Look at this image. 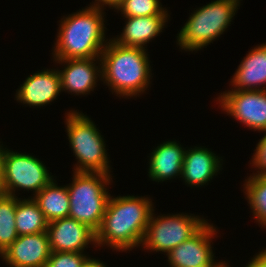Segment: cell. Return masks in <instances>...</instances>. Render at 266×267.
<instances>
[{
  "mask_svg": "<svg viewBox=\"0 0 266 267\" xmlns=\"http://www.w3.org/2000/svg\"><path fill=\"white\" fill-rule=\"evenodd\" d=\"M110 195L100 227L95 232L96 247L108 246L129 251L142 244L151 213L149 197ZM151 200V201H150Z\"/></svg>",
  "mask_w": 266,
  "mask_h": 267,
  "instance_id": "6da1fadb",
  "label": "cell"
},
{
  "mask_svg": "<svg viewBox=\"0 0 266 267\" xmlns=\"http://www.w3.org/2000/svg\"><path fill=\"white\" fill-rule=\"evenodd\" d=\"M103 9L87 6L59 21L60 29L52 52L55 60L100 58L108 43Z\"/></svg>",
  "mask_w": 266,
  "mask_h": 267,
  "instance_id": "7a4b0ae2",
  "label": "cell"
},
{
  "mask_svg": "<svg viewBox=\"0 0 266 267\" xmlns=\"http://www.w3.org/2000/svg\"><path fill=\"white\" fill-rule=\"evenodd\" d=\"M100 60L101 80L116 96L129 99L149 87L152 73L146 49L122 46L109 39Z\"/></svg>",
  "mask_w": 266,
  "mask_h": 267,
  "instance_id": "3957f363",
  "label": "cell"
},
{
  "mask_svg": "<svg viewBox=\"0 0 266 267\" xmlns=\"http://www.w3.org/2000/svg\"><path fill=\"white\" fill-rule=\"evenodd\" d=\"M72 179V183L67 185L70 202L68 217L96 232L110 197L107 185L112 176L102 172H74Z\"/></svg>",
  "mask_w": 266,
  "mask_h": 267,
  "instance_id": "277c9868",
  "label": "cell"
},
{
  "mask_svg": "<svg viewBox=\"0 0 266 267\" xmlns=\"http://www.w3.org/2000/svg\"><path fill=\"white\" fill-rule=\"evenodd\" d=\"M240 5V0H216L189 16L177 36V44L185 51H198L225 32Z\"/></svg>",
  "mask_w": 266,
  "mask_h": 267,
  "instance_id": "5b68a950",
  "label": "cell"
},
{
  "mask_svg": "<svg viewBox=\"0 0 266 267\" xmlns=\"http://www.w3.org/2000/svg\"><path fill=\"white\" fill-rule=\"evenodd\" d=\"M65 118L69 144L78 160L73 171L110 174L104 137L91 118L77 110L67 112Z\"/></svg>",
  "mask_w": 266,
  "mask_h": 267,
  "instance_id": "8992f818",
  "label": "cell"
},
{
  "mask_svg": "<svg viewBox=\"0 0 266 267\" xmlns=\"http://www.w3.org/2000/svg\"><path fill=\"white\" fill-rule=\"evenodd\" d=\"M206 219L186 214L159 215L151 213L149 223L141 244L144 250L166 252L180 245L193 236L205 223Z\"/></svg>",
  "mask_w": 266,
  "mask_h": 267,
  "instance_id": "52a82bcc",
  "label": "cell"
},
{
  "mask_svg": "<svg viewBox=\"0 0 266 267\" xmlns=\"http://www.w3.org/2000/svg\"><path fill=\"white\" fill-rule=\"evenodd\" d=\"M4 193L16 196V189L33 191L36 195L54 177L38 158L4 148L3 152Z\"/></svg>",
  "mask_w": 266,
  "mask_h": 267,
  "instance_id": "ba28073f",
  "label": "cell"
},
{
  "mask_svg": "<svg viewBox=\"0 0 266 267\" xmlns=\"http://www.w3.org/2000/svg\"><path fill=\"white\" fill-rule=\"evenodd\" d=\"M216 101L245 126L266 133V90L231 89L221 93Z\"/></svg>",
  "mask_w": 266,
  "mask_h": 267,
  "instance_id": "9c48e42d",
  "label": "cell"
},
{
  "mask_svg": "<svg viewBox=\"0 0 266 267\" xmlns=\"http://www.w3.org/2000/svg\"><path fill=\"white\" fill-rule=\"evenodd\" d=\"M216 233L217 229L207 221L193 236L166 254L169 265L172 267H221L225 261H215L211 245L212 237Z\"/></svg>",
  "mask_w": 266,
  "mask_h": 267,
  "instance_id": "30bf717a",
  "label": "cell"
},
{
  "mask_svg": "<svg viewBox=\"0 0 266 267\" xmlns=\"http://www.w3.org/2000/svg\"><path fill=\"white\" fill-rule=\"evenodd\" d=\"M47 232L20 235L1 255L10 267H45L51 255Z\"/></svg>",
  "mask_w": 266,
  "mask_h": 267,
  "instance_id": "8fae6325",
  "label": "cell"
},
{
  "mask_svg": "<svg viewBox=\"0 0 266 267\" xmlns=\"http://www.w3.org/2000/svg\"><path fill=\"white\" fill-rule=\"evenodd\" d=\"M47 233L52 252L83 253L89 243L96 247L95 232L87 225L70 217L49 222Z\"/></svg>",
  "mask_w": 266,
  "mask_h": 267,
  "instance_id": "7c38bea8",
  "label": "cell"
},
{
  "mask_svg": "<svg viewBox=\"0 0 266 267\" xmlns=\"http://www.w3.org/2000/svg\"><path fill=\"white\" fill-rule=\"evenodd\" d=\"M98 62H94V61ZM62 65L65 63L64 70H59L61 89L75 95L89 94L97 86L99 79L102 77L100 58L86 59H61L54 60ZM100 64L96 66V64ZM99 67V68H98Z\"/></svg>",
  "mask_w": 266,
  "mask_h": 267,
  "instance_id": "4fadbf2b",
  "label": "cell"
},
{
  "mask_svg": "<svg viewBox=\"0 0 266 267\" xmlns=\"http://www.w3.org/2000/svg\"><path fill=\"white\" fill-rule=\"evenodd\" d=\"M61 91L58 69H46L28 76L15 97L18 102L38 108L53 102Z\"/></svg>",
  "mask_w": 266,
  "mask_h": 267,
  "instance_id": "5bb4252c",
  "label": "cell"
},
{
  "mask_svg": "<svg viewBox=\"0 0 266 267\" xmlns=\"http://www.w3.org/2000/svg\"><path fill=\"white\" fill-rule=\"evenodd\" d=\"M222 159L208 148L195 147L185 151L181 177L188 186L199 187L217 175Z\"/></svg>",
  "mask_w": 266,
  "mask_h": 267,
  "instance_id": "9a60e30c",
  "label": "cell"
},
{
  "mask_svg": "<svg viewBox=\"0 0 266 267\" xmlns=\"http://www.w3.org/2000/svg\"><path fill=\"white\" fill-rule=\"evenodd\" d=\"M185 151L186 149L176 140L166 141L157 146L149 158V178L152 181L163 182L176 176L181 177Z\"/></svg>",
  "mask_w": 266,
  "mask_h": 267,
  "instance_id": "2e32d148",
  "label": "cell"
},
{
  "mask_svg": "<svg viewBox=\"0 0 266 267\" xmlns=\"http://www.w3.org/2000/svg\"><path fill=\"white\" fill-rule=\"evenodd\" d=\"M168 17L169 15L125 17L127 21L121 35L112 40L122 46L145 49V44L147 46L165 28Z\"/></svg>",
  "mask_w": 266,
  "mask_h": 267,
  "instance_id": "e0dca14e",
  "label": "cell"
},
{
  "mask_svg": "<svg viewBox=\"0 0 266 267\" xmlns=\"http://www.w3.org/2000/svg\"><path fill=\"white\" fill-rule=\"evenodd\" d=\"M236 69L231 85L236 90H266V42L249 51ZM262 86V87H261Z\"/></svg>",
  "mask_w": 266,
  "mask_h": 267,
  "instance_id": "ac0fdd59",
  "label": "cell"
},
{
  "mask_svg": "<svg viewBox=\"0 0 266 267\" xmlns=\"http://www.w3.org/2000/svg\"><path fill=\"white\" fill-rule=\"evenodd\" d=\"M54 178L32 198L44 213L48 222L69 216V194L67 186H58Z\"/></svg>",
  "mask_w": 266,
  "mask_h": 267,
  "instance_id": "d6986e66",
  "label": "cell"
},
{
  "mask_svg": "<svg viewBox=\"0 0 266 267\" xmlns=\"http://www.w3.org/2000/svg\"><path fill=\"white\" fill-rule=\"evenodd\" d=\"M15 218L19 236L47 232L49 222L32 197L20 199L16 196Z\"/></svg>",
  "mask_w": 266,
  "mask_h": 267,
  "instance_id": "ffe728a7",
  "label": "cell"
},
{
  "mask_svg": "<svg viewBox=\"0 0 266 267\" xmlns=\"http://www.w3.org/2000/svg\"><path fill=\"white\" fill-rule=\"evenodd\" d=\"M245 181L243 189L250 209L258 224L266 228V175L251 174Z\"/></svg>",
  "mask_w": 266,
  "mask_h": 267,
  "instance_id": "44dd1931",
  "label": "cell"
},
{
  "mask_svg": "<svg viewBox=\"0 0 266 267\" xmlns=\"http://www.w3.org/2000/svg\"><path fill=\"white\" fill-rule=\"evenodd\" d=\"M15 213L16 196H0V255L19 237Z\"/></svg>",
  "mask_w": 266,
  "mask_h": 267,
  "instance_id": "7402d4cb",
  "label": "cell"
},
{
  "mask_svg": "<svg viewBox=\"0 0 266 267\" xmlns=\"http://www.w3.org/2000/svg\"><path fill=\"white\" fill-rule=\"evenodd\" d=\"M115 10L120 11L124 17L169 15L160 0H122Z\"/></svg>",
  "mask_w": 266,
  "mask_h": 267,
  "instance_id": "603a6c76",
  "label": "cell"
},
{
  "mask_svg": "<svg viewBox=\"0 0 266 267\" xmlns=\"http://www.w3.org/2000/svg\"><path fill=\"white\" fill-rule=\"evenodd\" d=\"M88 257L80 252H51L45 267H83Z\"/></svg>",
  "mask_w": 266,
  "mask_h": 267,
  "instance_id": "cb8c5ba5",
  "label": "cell"
},
{
  "mask_svg": "<svg viewBox=\"0 0 266 267\" xmlns=\"http://www.w3.org/2000/svg\"><path fill=\"white\" fill-rule=\"evenodd\" d=\"M260 141L257 143L255 152L253 153L251 163L252 168L255 167L257 169V175H266V133L264 137L262 136ZM260 170V171H259Z\"/></svg>",
  "mask_w": 266,
  "mask_h": 267,
  "instance_id": "d4e9b609",
  "label": "cell"
},
{
  "mask_svg": "<svg viewBox=\"0 0 266 267\" xmlns=\"http://www.w3.org/2000/svg\"><path fill=\"white\" fill-rule=\"evenodd\" d=\"M246 267H266V249L254 256Z\"/></svg>",
  "mask_w": 266,
  "mask_h": 267,
  "instance_id": "484cf974",
  "label": "cell"
},
{
  "mask_svg": "<svg viewBox=\"0 0 266 267\" xmlns=\"http://www.w3.org/2000/svg\"><path fill=\"white\" fill-rule=\"evenodd\" d=\"M122 0H95V2H93L91 5H89V6H95V7H101V8H103L104 7V5L106 6V7H111L112 9L114 8H116L118 5H119V3L121 2ZM108 5V6H107Z\"/></svg>",
  "mask_w": 266,
  "mask_h": 267,
  "instance_id": "4316f807",
  "label": "cell"
},
{
  "mask_svg": "<svg viewBox=\"0 0 266 267\" xmlns=\"http://www.w3.org/2000/svg\"><path fill=\"white\" fill-rule=\"evenodd\" d=\"M4 146L0 145V196L4 195V183H3V152Z\"/></svg>",
  "mask_w": 266,
  "mask_h": 267,
  "instance_id": "83f0119b",
  "label": "cell"
},
{
  "mask_svg": "<svg viewBox=\"0 0 266 267\" xmlns=\"http://www.w3.org/2000/svg\"><path fill=\"white\" fill-rule=\"evenodd\" d=\"M83 267H107L106 264L96 260L95 258L88 257L83 264Z\"/></svg>",
  "mask_w": 266,
  "mask_h": 267,
  "instance_id": "f1b7e54d",
  "label": "cell"
},
{
  "mask_svg": "<svg viewBox=\"0 0 266 267\" xmlns=\"http://www.w3.org/2000/svg\"><path fill=\"white\" fill-rule=\"evenodd\" d=\"M228 263H224L221 267H229Z\"/></svg>",
  "mask_w": 266,
  "mask_h": 267,
  "instance_id": "f546056e",
  "label": "cell"
}]
</instances>
